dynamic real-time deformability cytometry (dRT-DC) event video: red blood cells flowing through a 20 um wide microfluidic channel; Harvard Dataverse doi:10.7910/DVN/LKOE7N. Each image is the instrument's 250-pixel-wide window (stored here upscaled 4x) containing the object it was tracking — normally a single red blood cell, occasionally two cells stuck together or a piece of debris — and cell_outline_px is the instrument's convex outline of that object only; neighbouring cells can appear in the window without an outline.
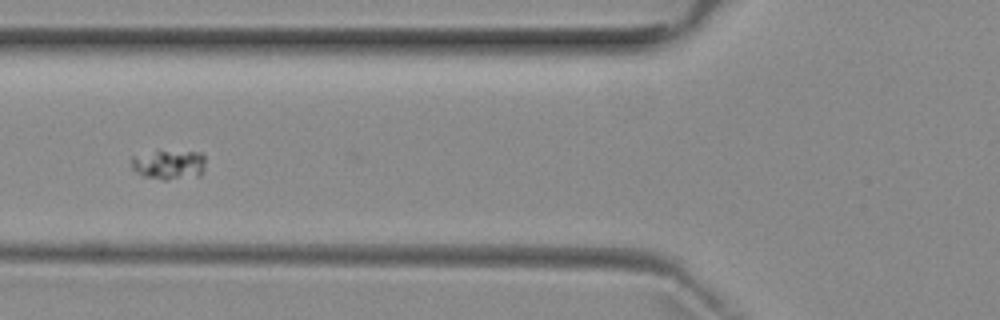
{"species": "common noctule bat (a hibernating species)", "species_latin": "Nyctalus noctula", "temperature_condition": "room temperature", "stored_images_in_passage": 2, "camera_frame_rate_fps": 3000, "um_per_image_px": 0.085, "animal": {"sex": "female", "body_mass_g": 29.2, "forearm_length_mm": 56.3}, "frame": {"image": 1, "passage_image": 2, "time_ms": 1.0, "image_size_px": [1000, 320], "cell_outline_px": [[204, 172], [200, 176], [168, 180], [164, 180], [144, 176], [136, 172], [132, 168], [132, 156], [156, 152], [204, 152]], "centroid_in_image_um": [14.41, 14.02], "position_along_channel_um": 111.4, "area_um2": 12.66}}